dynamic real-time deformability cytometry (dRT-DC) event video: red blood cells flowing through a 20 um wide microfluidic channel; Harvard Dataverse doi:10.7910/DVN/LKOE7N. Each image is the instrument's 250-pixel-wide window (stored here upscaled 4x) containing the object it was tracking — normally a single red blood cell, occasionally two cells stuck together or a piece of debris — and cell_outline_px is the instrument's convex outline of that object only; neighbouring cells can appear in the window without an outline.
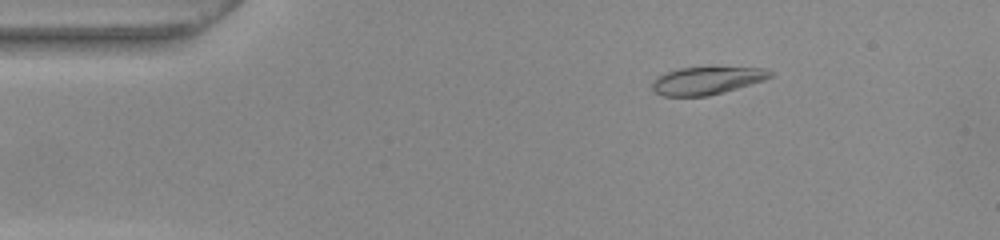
{"species": "common noctule bat (a hibernating species)", "species_latin": "Nyctalus noctula", "temperature_condition": "warm", "stored_images_in_passage": 53, "camera_frame_rate_fps": 3000, "um_per_image_px": 0.085, "animal": {"sex": "female", "body_mass_g": 22.0, "forearm_length_mm": 56.7}, "frame": {"image": 1, "passage_image": 8, "time_ms": 2.333, "image_size_px": [1000, 240], "cell_outline_px": [[772, 76], [764, 80], [724, 92], [708, 96], [664, 96], [656, 92], [652, 88], [652, 80], [656, 76], [664, 72], [680, 68], [764, 68], [772, 72]], "centroid_in_image_um": [60.03, 6.86], "position_along_channel_um": 25.0, "area_um2": 18.84}}
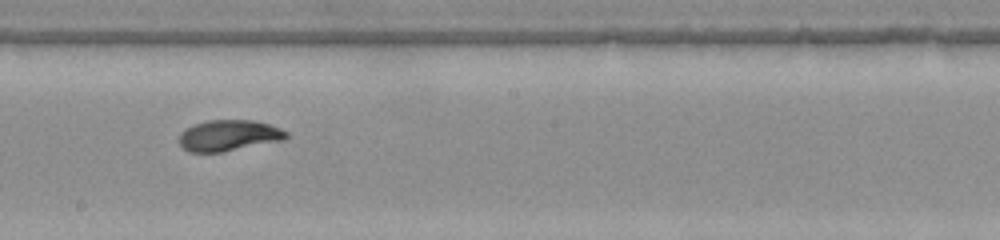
{"frame": {"image": 2, "passage_image": 29, "time_ms": 9.333, "image_size_px": [1000, 240], "cell_outline_px": [[288, 136], [284, 140], [224, 152], [188, 152], [180, 144], [180, 132], [196, 124], [208, 120], [252, 120], [268, 124], [280, 128], [288, 132]], "centroid_in_image_um": [19.47, 11.52], "position_along_channel_um": 228.7, "area_um2": 19.31}}
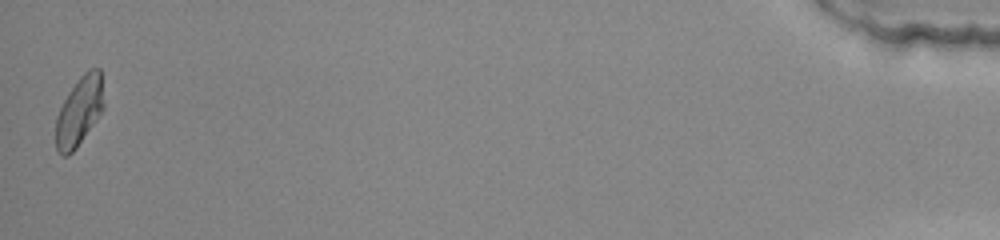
{"frame": {"image": 3, "passage_image": 52, "time_ms": 17.0, "image_size_px": [1000, 240], "cell_outline_px": [[104, 108], [76, 148], [68, 156], [60, 156], [56, 148], [56, 116], [68, 92], [80, 76], [88, 68], [100, 68], [104, 100]], "centroid_in_image_um": [6.74, 9.44], "position_along_channel_um": 428.5, "area_um2": 19.31}, "authors_computed_cell_mechanics": {"area_um2": 19.2474, "velocity_mm_per_s": 3.8817, "shape_relaxation_time_tau1_ms": 4.6075, "shape_relaxation_time_tau2_ms": 1.2915, "deformation_change_tau1": 0.1971, "deformation_change_tau2": 0.0505}}